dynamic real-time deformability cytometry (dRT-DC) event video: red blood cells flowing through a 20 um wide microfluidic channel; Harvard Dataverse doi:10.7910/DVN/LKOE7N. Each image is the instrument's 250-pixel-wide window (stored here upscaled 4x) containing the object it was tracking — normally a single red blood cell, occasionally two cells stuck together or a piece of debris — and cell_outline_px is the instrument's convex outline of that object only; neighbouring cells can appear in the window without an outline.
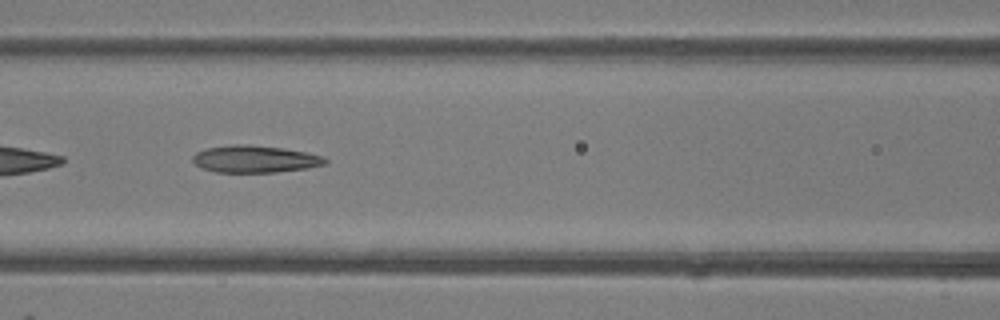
{"species": "common noctule bat (a hibernating species)", "species_latin": "Nyctalus noctula", "temperature_condition": "room temperature", "stored_images_in_passage": 47, "camera_frame_rate_fps": 3000, "um_per_image_px": 0.085, "animal": {"sex": "female"}, "frame": {"image": 1, "passage_image": 21, "time_ms": 6.667, "image_size_px": [1000, 320], "cell_outline_px": [[328, 164], [308, 168], [276, 172], [216, 172], [200, 168], [192, 160], [192, 156], [196, 152], [204, 148], [232, 144], [248, 144], [284, 148], [308, 152], [324, 156], [328, 160]], "centroid_in_image_um": [21.68, 13.51], "position_along_channel_um": 144.9, "area_um2": 21.33}}
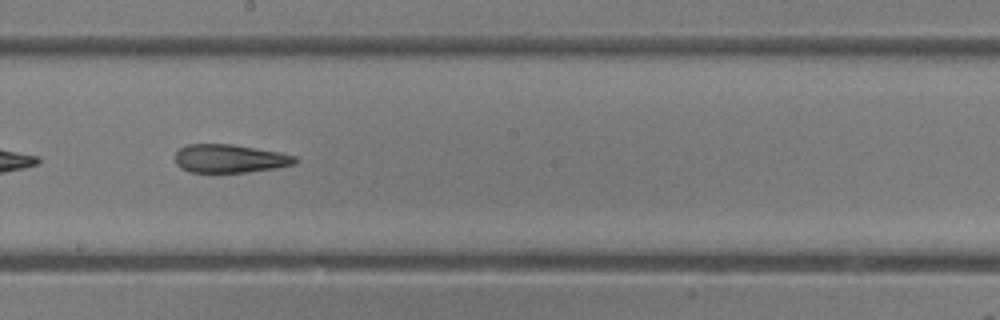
{"frame": {"image": 2, "passage_image": 27, "time_ms": 8.667, "image_size_px": [1000, 320], "cell_outline_px": [[300, 160], [296, 164], [276, 168], [244, 172], [188, 172], [180, 168], [176, 164], [176, 152], [180, 148], [188, 144], [232, 144], [280, 152], [296, 156]], "centroid_in_image_um": [19.56, 13.48], "position_along_channel_um": 228.6, "area_um2": 19.94}}